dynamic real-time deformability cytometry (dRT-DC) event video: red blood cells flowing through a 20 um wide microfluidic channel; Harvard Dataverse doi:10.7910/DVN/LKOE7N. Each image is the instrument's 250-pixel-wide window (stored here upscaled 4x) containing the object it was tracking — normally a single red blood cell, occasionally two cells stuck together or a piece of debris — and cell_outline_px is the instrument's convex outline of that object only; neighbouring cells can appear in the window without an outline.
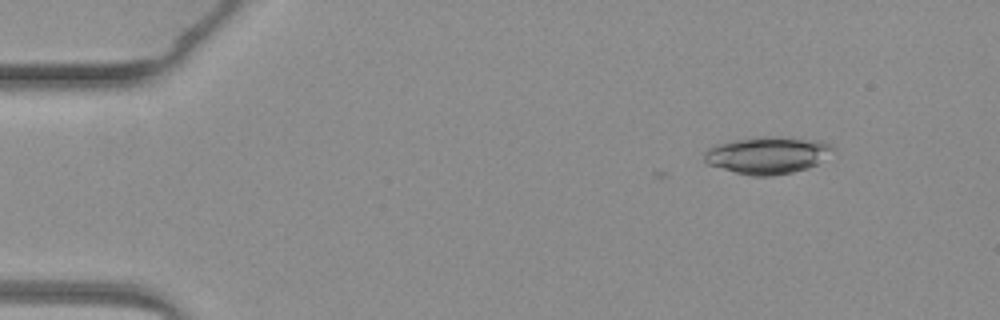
{"species": "common noctule bat (a hibernating species)", "species_latin": "Nyctalus noctula", "temperature_condition": "warm", "stored_images_in_passage": 3, "camera_frame_rate_fps": 3000, "um_per_image_px": 0.085, "animal": {"sex": "female", "body_mass_g": 19.3, "forearm_length_mm": 54.1}, "frame": {"image": 1, "passage_image": 1, "time_ms": 0.0, "image_size_px": [1000, 320], "cell_outline_px": [[836, 148], [816, 164], [808, 168], [792, 172], [772, 176], [752, 176], [736, 172], [708, 164], [704, 160], [704, 152], [708, 148], [716, 144], [732, 140], [760, 136], [772, 136], [820, 140]], "centroid_in_image_um": [65.22, 13.18], "position_along_channel_um": 19.8, "area_um2": 27.74}}
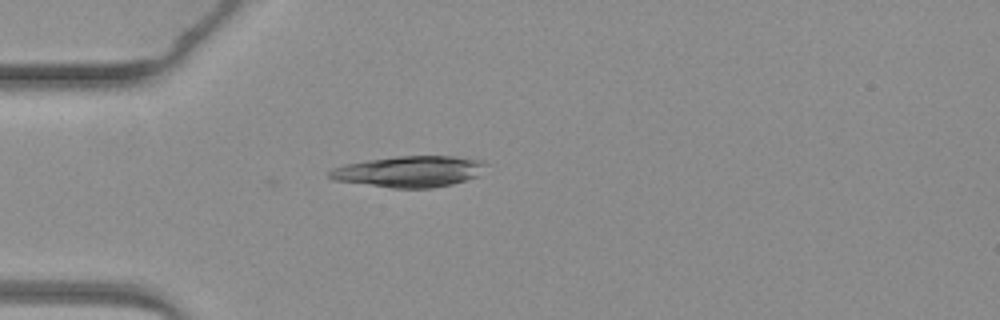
{"frame": {"image": 2, "passage_image": 3, "time_ms": 2.667, "image_size_px": [1000, 320], "cell_outline_px": [[488, 164], [476, 176], [452, 184], [432, 188], [392, 188], [332, 180], [328, 176], [328, 172], [332, 168], [344, 164], [368, 160], [396, 156], [452, 156], [484, 160]], "centroid_in_image_um": [34.77, 14.57], "position_along_channel_um": 50.2, "area_um2": 28.38}}